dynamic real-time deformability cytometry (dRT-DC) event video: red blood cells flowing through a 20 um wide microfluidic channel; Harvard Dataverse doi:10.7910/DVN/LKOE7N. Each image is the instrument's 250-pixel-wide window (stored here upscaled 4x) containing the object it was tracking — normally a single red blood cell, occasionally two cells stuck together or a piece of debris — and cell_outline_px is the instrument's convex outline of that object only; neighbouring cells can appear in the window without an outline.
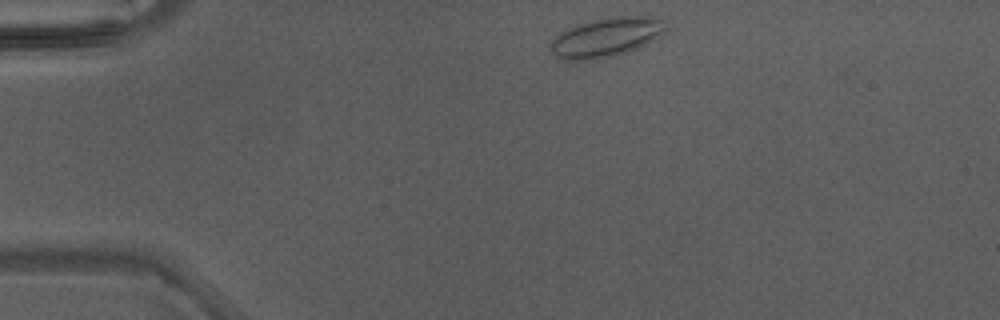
{"species": "Egyptian fruit bat (a non-hibernating species)", "species_latin": "Rousettus aegyptiacus", "temperature_condition": "warm", "stored_images_in_passage": 37, "camera_frame_rate_fps": 3000, "um_per_image_px": 0.085, "animal": {"sex": "male"}, "frame": {"image": 1, "passage_image": 1, "time_ms": 0.0, "image_size_px": [1000, 320], "cell_outline_px": [[668, 28], [660, 36], [628, 52], [612, 56], [588, 60], [560, 60], [552, 52], [552, 40], [560, 32], [568, 28], [592, 20], [612, 16], [660, 16], [664, 20]], "centroid_in_image_um": [51.58, 3.15], "position_along_channel_um": 33.4, "area_um2": 26.36}}
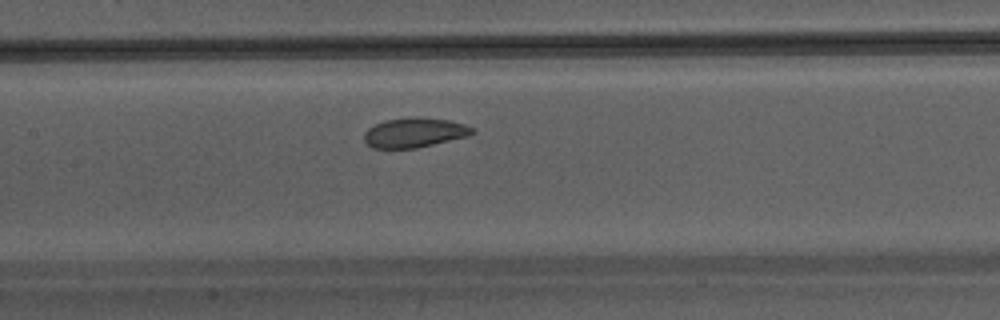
{"frame": {"image": 2, "passage_image": 14, "time_ms": 4.333, "image_size_px": [1000, 320], "cell_outline_px": [[476, 132], [468, 136], [416, 148], [372, 148], [364, 140], [364, 132], [368, 128], [384, 120], [416, 116], [420, 116], [448, 120], [464, 124], [472, 128]], "centroid_in_image_um": [35.22, 11.26], "position_along_channel_um": 172.2, "area_um2": 18.73}}
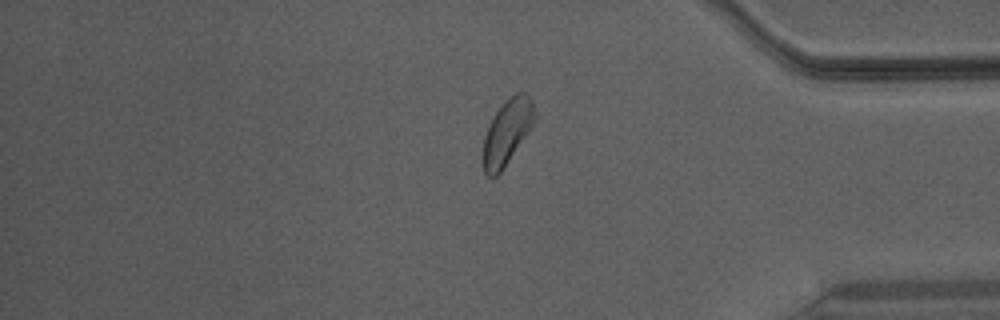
{"frame": {"image": 3, "passage_image": 30, "time_ms": 9.667, "image_size_px": [1000, 320], "cell_outline_px": [[536, 116], [528, 132], [500, 172], [496, 176], [488, 176], [484, 172], [480, 156], [484, 136], [488, 124], [496, 112], [516, 92], [524, 92], [532, 100]], "centroid_in_image_um": [43.05, 11.26], "position_along_channel_um": 392.1, "area_um2": 19.36}}